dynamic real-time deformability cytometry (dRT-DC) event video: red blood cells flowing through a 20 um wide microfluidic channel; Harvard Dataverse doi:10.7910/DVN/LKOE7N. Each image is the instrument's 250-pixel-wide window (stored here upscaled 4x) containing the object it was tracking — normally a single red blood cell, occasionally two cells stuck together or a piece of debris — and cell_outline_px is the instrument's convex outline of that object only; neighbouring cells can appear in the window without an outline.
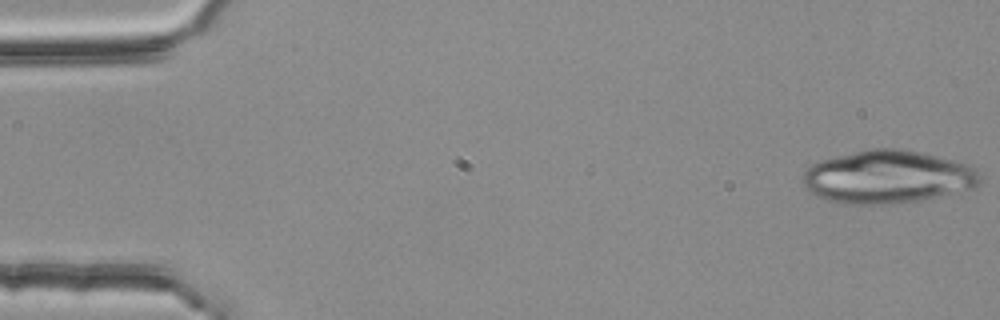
{"species": "common noctule bat (a hibernating species)", "species_latin": "Nyctalus noctula", "temperature_condition": "room temperature", "stored_images_in_passage": 18, "camera_frame_rate_fps": 3000, "um_per_image_px": 0.085, "animal": {"sex": "female", "body_mass_g": 25.1}, "frame": {"image": 1, "passage_image": 1, "time_ms": 0.0, "image_size_px": [1000, 320], "cell_outline_px": [[980, 184], [976, 188], [920, 200], [888, 204], [844, 204], [828, 200], [812, 192], [800, 180], [804, 172], [812, 164], [820, 160], [868, 148], [900, 148], [924, 152], [972, 164], [976, 168], [980, 176]], "centroid_in_image_um": [75.51, 15.02], "position_along_channel_um": 9.5, "area_um2": 55.2}}